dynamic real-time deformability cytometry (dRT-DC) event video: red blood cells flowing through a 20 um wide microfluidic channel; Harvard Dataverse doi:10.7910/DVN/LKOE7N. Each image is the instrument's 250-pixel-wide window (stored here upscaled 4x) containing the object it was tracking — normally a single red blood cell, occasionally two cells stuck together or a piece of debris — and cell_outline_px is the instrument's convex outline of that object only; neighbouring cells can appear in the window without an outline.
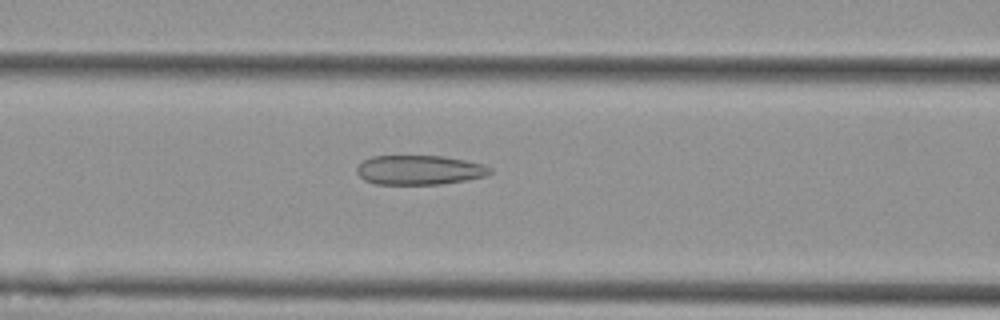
{"species": "Egyptian fruit bat (a non-hibernating species)", "species_latin": "Rousettus aegyptiacus", "temperature_condition": "cold", "stored_images_in_passage": 56, "camera_frame_rate_fps": 3000, "um_per_image_px": 0.085, "animal": {"sex": "female"}, "frame": {"image": 1, "passage_image": 23, "time_ms": 7.333, "image_size_px": [1000, 320], "cell_outline_px": [[492, 172], [484, 176], [464, 180], [440, 184], [376, 184], [364, 180], [356, 172], [356, 168], [364, 160], [372, 156], [444, 156], [484, 164], [492, 168]], "centroid_in_image_um": [35.64, 14.44], "position_along_channel_um": 131.0, "area_um2": 22.77}}
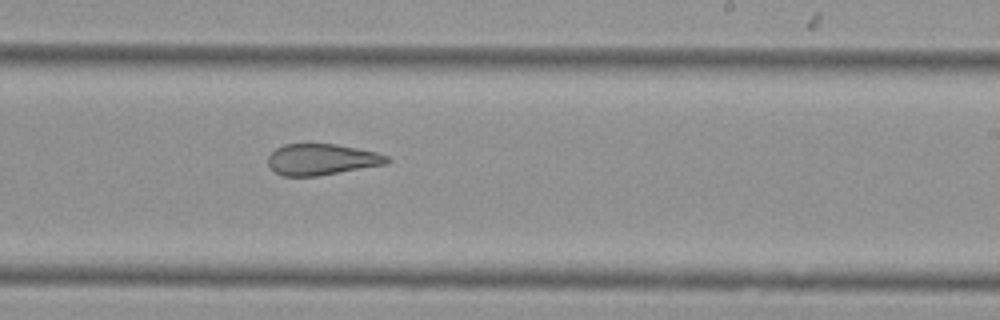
{"frame": {"image": 2, "passage_image": 34, "time_ms": 11.0, "image_size_px": [1000, 320], "cell_outline_px": [[392, 160], [388, 164], [316, 176], [284, 176], [276, 172], [268, 164], [268, 156], [276, 148], [284, 144], [336, 144], [376, 152], [388, 156]], "centroid_in_image_um": [27.37, 13.55], "position_along_channel_um": 261.6, "area_um2": 21.56}}
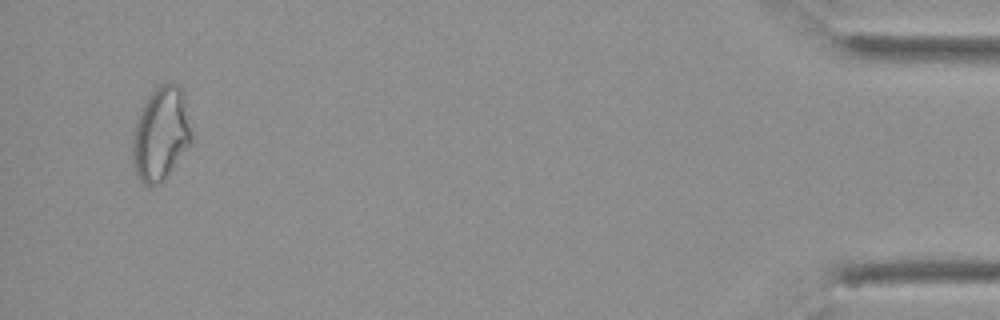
{"frame": {"image": 3, "passage_image": 54, "time_ms": 17.667, "image_size_px": [1000, 320], "cell_outline_px": [[192, 144], [168, 176], [160, 184], [144, 184], [140, 180], [132, 164], [132, 136], [136, 120], [140, 108], [152, 88], [168, 80], [176, 84], [180, 88], [184, 96], [192, 136]], "centroid_in_image_um": [13.66, 11.36], "position_along_channel_um": 421.5, "area_um2": 32.83}, "authors_computed_cell_mechanics": {"area_um2": 27.5995, "velocity_mm_per_s": 3.5837, "shape_relaxation_time_tau1_ms": null, "shape_relaxation_time_tau2_ms": 2.7373, "deformation_change_tau1": null, "deformation_change_tau2": 0.112}}